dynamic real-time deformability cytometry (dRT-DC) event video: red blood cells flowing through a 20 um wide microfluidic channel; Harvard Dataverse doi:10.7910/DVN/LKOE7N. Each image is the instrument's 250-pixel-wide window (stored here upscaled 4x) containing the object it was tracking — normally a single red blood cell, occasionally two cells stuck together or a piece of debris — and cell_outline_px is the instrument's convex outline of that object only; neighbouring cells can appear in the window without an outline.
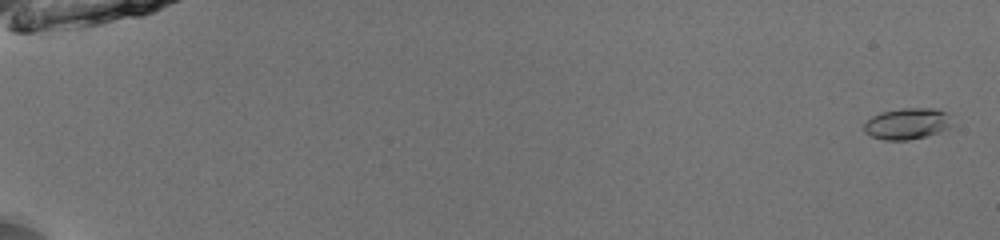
{"species": "common noctule bat (a hibernating species)", "species_latin": "Nyctalus noctula", "temperature_condition": "room temperature", "stored_images_in_passage": 54, "camera_frame_rate_fps": 3000, "um_per_image_px": 0.085, "animal": {"sex": "male", "body_mass_g": 13.0, "forearm_length_mm": 53.1}, "frame": {"image": 1, "passage_image": 2, "time_ms": 0.333, "image_size_px": [1000, 240], "cell_outline_px": [[948, 128], [940, 132], [908, 140], [884, 140], [872, 136], [864, 132], [864, 124], [872, 116], [880, 112], [900, 108], [936, 108], [948, 112]], "centroid_in_image_um": [77.07, 10.5], "position_along_channel_um": 7.9, "area_um2": 15.9}}
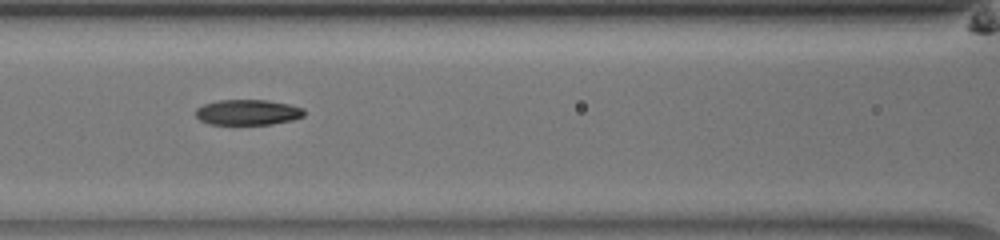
{"frame": {"image": 2, "passage_image": 27, "time_ms": 8.667, "image_size_px": [1000, 240], "cell_outline_px": [[304, 116], [292, 120], [272, 124], [208, 124], [200, 120], [196, 116], [196, 108], [204, 104], [220, 100], [268, 100], [288, 104], [304, 108]], "centroid_in_image_um": [21.06, 9.54], "position_along_channel_um": 145.5, "area_um2": 16.07}}
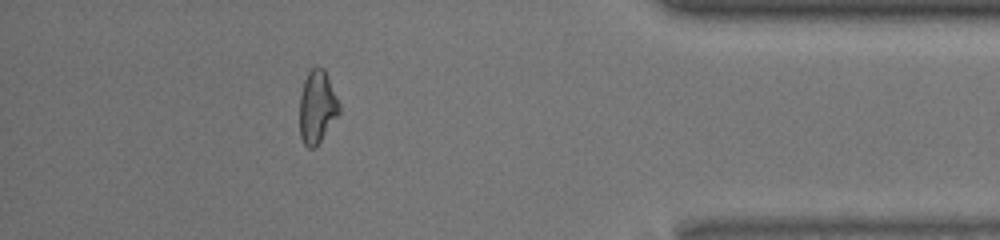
{"frame": {"image": 3, "passage_image": 49, "time_ms": 16.0, "image_size_px": [1000, 240], "cell_outline_px": [[340, 112], [320, 140], [312, 148], [308, 148], [304, 144], [300, 136], [300, 96], [304, 80], [308, 72], [312, 68], [324, 68], [340, 104]], "centroid_in_image_um": [26.95, 9.07], "position_along_channel_um": 408.3, "area_um2": 16.47}, "authors_computed_cell_mechanics": {"area_um2": 16.2707, "velocity_mm_per_s": 3.9747, "shape_relaxation_time_tau1_ms": 4.5698, "shape_relaxation_time_tau2_ms": 3.3035, "deformation_change_tau1": 0.1548, "deformation_change_tau2": 0.1054}}